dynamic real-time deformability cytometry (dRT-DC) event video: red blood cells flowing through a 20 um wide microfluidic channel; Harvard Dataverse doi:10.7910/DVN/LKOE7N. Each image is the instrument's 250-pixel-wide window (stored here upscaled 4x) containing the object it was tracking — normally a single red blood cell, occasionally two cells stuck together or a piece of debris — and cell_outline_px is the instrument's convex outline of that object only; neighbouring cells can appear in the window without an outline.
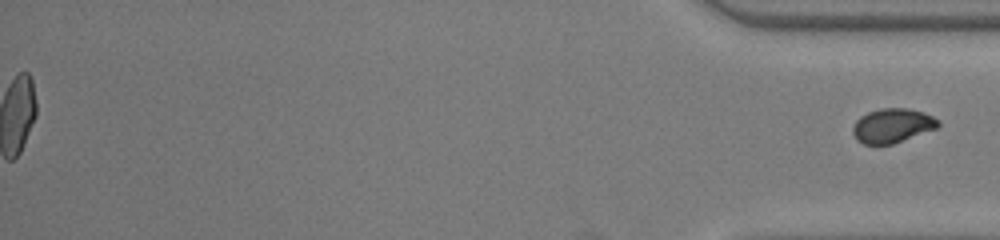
{"species": "common noctule bat (a hibernating species)", "species_latin": "Nyctalus noctula", "temperature_condition": "room temperature", "stored_images_in_passage": 36, "segment_of_instrument_passage": [2, 2], "camera_frame_rate_fps": 3000, "um_per_image_px": 0.085, "animal": {"sex": "female", "body_mass_g": 22.0, "forearm_length_mm": 56.7}, "frame": {"image": 1, "passage_image": 36, "time_ms": 11.667, "image_size_px": [1000, 240], "cell_outline_px": [[940, 124], [936, 128], [892, 144], [864, 144], [856, 140], [852, 132], [852, 128], [856, 120], [860, 116], [868, 112], [880, 108], [908, 108], [924, 112], [940, 120]], "centroid_in_image_um": [75.83, 10.66], "position_along_channel_um": 359.4, "area_um2": 17.05}}